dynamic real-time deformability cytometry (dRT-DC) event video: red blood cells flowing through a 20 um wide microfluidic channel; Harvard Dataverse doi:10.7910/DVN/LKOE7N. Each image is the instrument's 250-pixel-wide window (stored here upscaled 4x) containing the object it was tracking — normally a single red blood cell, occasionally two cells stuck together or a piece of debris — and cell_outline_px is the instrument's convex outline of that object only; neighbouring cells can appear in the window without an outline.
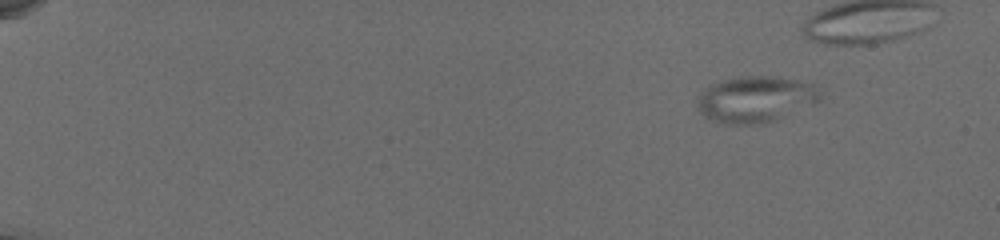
{"species": "common noctule bat (a hibernating species)", "species_latin": "Nyctalus noctula", "temperature_condition": "cold", "stored_images_in_passage": 45, "camera_frame_rate_fps": 3000, "um_per_image_px": 0.085, "animal": {"sex": "female", "body_mass_g": 19.5, "forearm_length_mm": 54.1}, "frame": {"image": 1, "passage_image": 1, "time_ms": 0.0, "image_size_px": [1000, 240], "cell_outline_px": [[820, 100], [812, 104], [768, 124], [720, 124], [708, 120], [704, 116], [696, 100], [696, 96], [712, 84], [724, 80], [744, 76], [772, 76], [796, 80], [816, 84], [820, 92]], "centroid_in_image_um": [64.22, 8.46], "position_along_channel_um": 20.8, "area_um2": 33.29}}
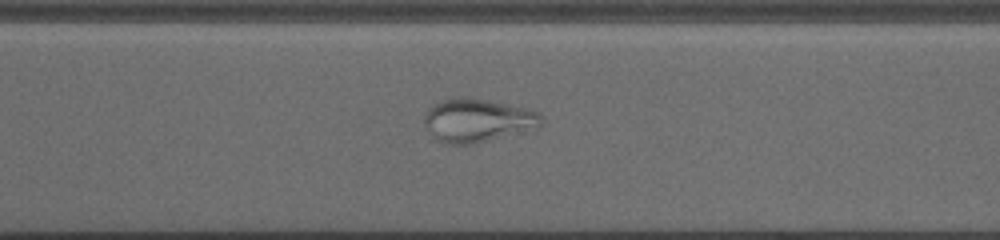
{"frame": {"image": 2, "passage_image": 36, "time_ms": 11.667, "image_size_px": [1000, 240], "cell_outline_px": [[540, 128], [472, 144], [444, 144], [436, 140], [428, 132], [424, 124], [424, 116], [428, 108], [432, 104], [444, 100], [460, 96], [532, 108], [540, 116]], "centroid_in_image_um": [40.56, 10.24], "position_along_channel_um": 330.0, "area_um2": 29.71}}
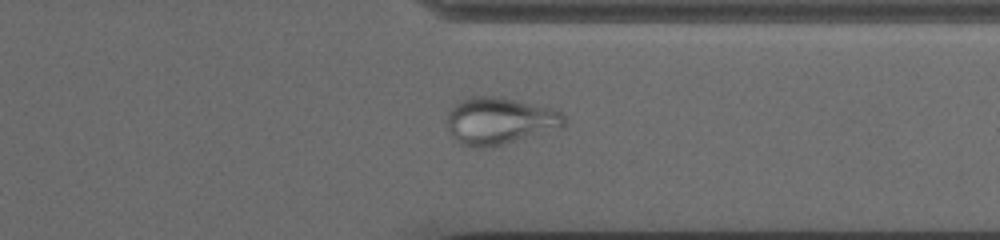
{"frame": {"image": 3, "passage_image": 39, "time_ms": 12.667, "image_size_px": [1000, 240], "cell_outline_px": [[568, 124], [564, 128], [492, 148], [476, 148], [460, 144], [452, 136], [448, 128], [448, 112], [456, 104], [464, 100], [476, 96], [492, 96], [552, 108], [564, 112], [568, 120]], "centroid_in_image_um": [42.56, 10.32], "position_along_channel_um": 368.8, "area_um2": 32.48}}